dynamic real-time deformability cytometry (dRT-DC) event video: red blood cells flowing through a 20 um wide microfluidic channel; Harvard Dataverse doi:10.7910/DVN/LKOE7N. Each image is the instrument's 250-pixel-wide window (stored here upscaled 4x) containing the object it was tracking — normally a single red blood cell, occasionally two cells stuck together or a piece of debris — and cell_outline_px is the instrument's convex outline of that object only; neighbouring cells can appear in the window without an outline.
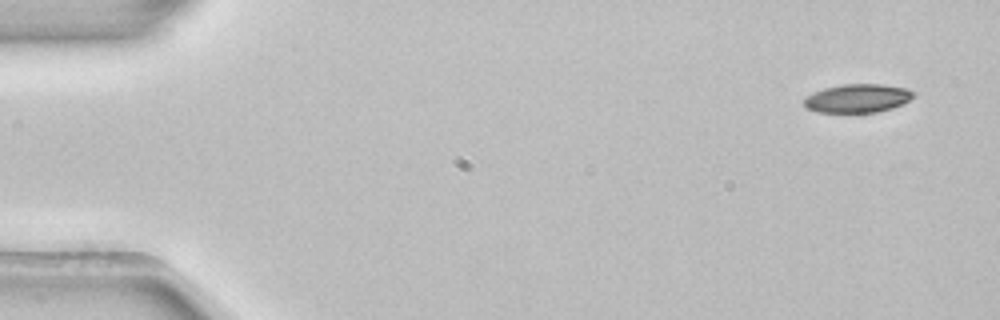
{"species": "common noctule bat (a hibernating species)", "species_latin": "Nyctalus noctula", "temperature_condition": "room temperature", "stored_images_in_passage": 3, "camera_frame_rate_fps": 3000, "um_per_image_px": 0.085, "animal": {"sex": "female", "body_mass_g": 22.7, "forearm_length_mm": 54.2}, "frame": {"image": 1, "passage_image": 1, "time_ms": 0.0, "image_size_px": [1000, 320], "cell_outline_px": [[916, 96], [904, 104], [892, 108], [876, 112], [816, 112], [808, 108], [804, 104], [804, 100], [808, 96], [824, 88], [840, 84], [884, 84], [908, 88], [916, 92]], "centroid_in_image_um": [72.98, 8.34], "position_along_channel_um": 12.0, "area_um2": 18.32}}